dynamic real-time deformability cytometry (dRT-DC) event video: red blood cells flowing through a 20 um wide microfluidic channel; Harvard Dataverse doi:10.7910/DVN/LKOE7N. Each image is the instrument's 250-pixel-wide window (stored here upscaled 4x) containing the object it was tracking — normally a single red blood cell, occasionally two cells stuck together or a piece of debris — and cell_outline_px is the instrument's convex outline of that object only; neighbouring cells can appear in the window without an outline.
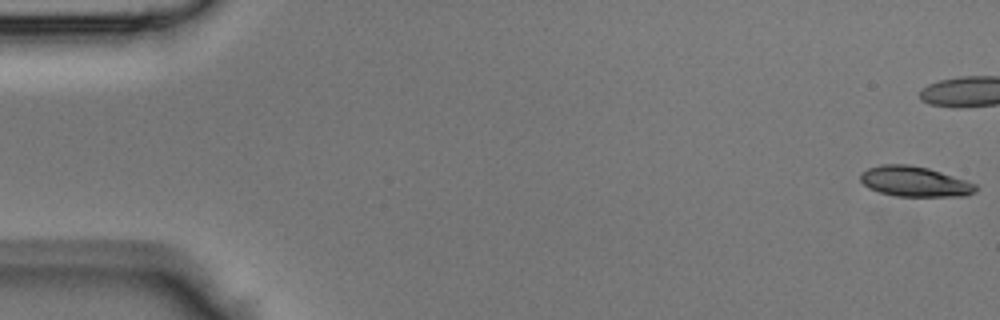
{"species": "Egyptian fruit bat (a non-hibernating species)", "species_latin": "Rousettus aegyptiacus", "temperature_condition": "room temperature", "stored_images_in_passage": 42, "camera_frame_rate_fps": 3000, "um_per_image_px": 0.085, "animal": {"sex": "male"}, "frame": {"image": 1, "passage_image": 1, "time_ms": 0.0, "image_size_px": [1000, 320], "cell_outline_px": [[980, 188], [976, 192], [964, 196], [896, 196], [880, 192], [868, 188], [860, 180], [860, 172], [868, 168], [880, 164], [908, 164], [928, 168], [976, 184]], "centroid_in_image_um": [77.73, 15.43], "position_along_channel_um": 7.3, "area_um2": 20.35}}